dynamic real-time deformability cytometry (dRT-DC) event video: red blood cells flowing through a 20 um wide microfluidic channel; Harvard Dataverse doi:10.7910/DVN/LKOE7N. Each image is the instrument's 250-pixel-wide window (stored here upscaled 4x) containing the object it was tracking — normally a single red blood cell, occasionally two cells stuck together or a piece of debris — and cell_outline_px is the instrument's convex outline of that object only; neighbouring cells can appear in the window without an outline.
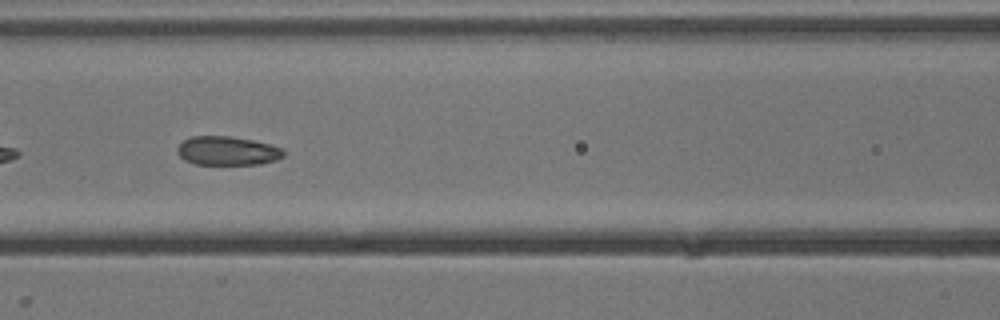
{"species": "common noctule bat (a hibernating species)", "species_latin": "Nyctalus noctula", "temperature_condition": "cold", "stored_images_in_passage": 17, "camera_frame_rate_fps": 3000, "um_per_image_px": 0.085, "animal": {"sex": "male", "body_mass_g": 13.3}, "frame": {"image": 1, "passage_image": 8, "time_ms": 2.333, "image_size_px": [1000, 320], "cell_outline_px": [[284, 156], [276, 160], [260, 164], [196, 164], [184, 160], [176, 152], [176, 148], [184, 140], [192, 136], [228, 136], [252, 140], [272, 144], [284, 148]], "centroid_in_image_um": [19.35, 12.82], "position_along_channel_um": 147.3, "area_um2": 17.98}}